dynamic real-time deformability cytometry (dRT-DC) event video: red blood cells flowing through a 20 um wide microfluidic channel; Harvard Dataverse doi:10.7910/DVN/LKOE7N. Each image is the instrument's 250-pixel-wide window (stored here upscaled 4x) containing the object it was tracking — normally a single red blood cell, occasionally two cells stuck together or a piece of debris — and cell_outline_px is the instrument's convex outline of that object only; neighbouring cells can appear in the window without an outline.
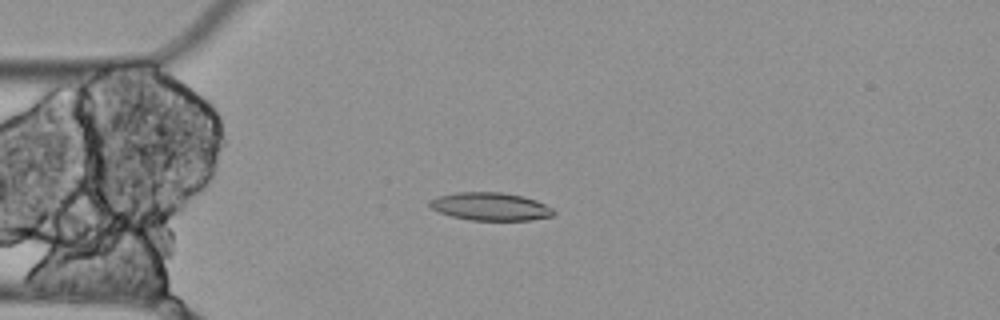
{"species": "Egyptian fruit bat (a non-hibernating species)", "species_latin": "Rousettus aegyptiacus", "temperature_condition": "cold", "stored_images_in_passage": 4, "camera_frame_rate_fps": 3000, "um_per_image_px": 0.085, "animal": {"sex": "female"}, "frame": {"image": 1, "passage_image": 4, "time_ms": 1.0, "image_size_px": [1000, 320], "cell_outline_px": [[556, 212], [552, 216], [532, 220], [472, 220], [452, 216], [440, 212], [432, 208], [428, 204], [436, 196], [456, 192], [500, 192], [520, 196], [536, 200], [552, 208]], "centroid_in_image_um": [41.69, 17.55], "position_along_channel_um": 43.3, "area_um2": 20.0}}